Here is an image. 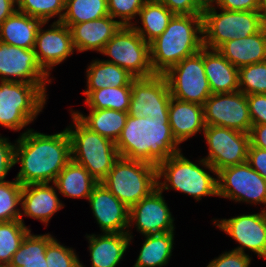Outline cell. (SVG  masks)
Returning <instances> with one entry per match:
<instances>
[{"label":"cell","mask_w":266,"mask_h":267,"mask_svg":"<svg viewBox=\"0 0 266 267\" xmlns=\"http://www.w3.org/2000/svg\"><path fill=\"white\" fill-rule=\"evenodd\" d=\"M121 27L119 20H114L110 15L74 24L70 28L73 45L78 52L92 50L101 53Z\"/></svg>","instance_id":"44dd1931"},{"label":"cell","mask_w":266,"mask_h":267,"mask_svg":"<svg viewBox=\"0 0 266 267\" xmlns=\"http://www.w3.org/2000/svg\"><path fill=\"white\" fill-rule=\"evenodd\" d=\"M45 258L47 267H81L75 250L66 248L53 238L46 247Z\"/></svg>","instance_id":"f35d334b"},{"label":"cell","mask_w":266,"mask_h":267,"mask_svg":"<svg viewBox=\"0 0 266 267\" xmlns=\"http://www.w3.org/2000/svg\"><path fill=\"white\" fill-rule=\"evenodd\" d=\"M71 161V141L65 130L53 135L28 129L15 141L14 163L21 167L15 179L22 185L54 183Z\"/></svg>","instance_id":"6da1fadb"},{"label":"cell","mask_w":266,"mask_h":267,"mask_svg":"<svg viewBox=\"0 0 266 267\" xmlns=\"http://www.w3.org/2000/svg\"><path fill=\"white\" fill-rule=\"evenodd\" d=\"M22 188L17 179L0 183V222L20 220L21 210L17 206L21 204Z\"/></svg>","instance_id":"8d00e7d4"},{"label":"cell","mask_w":266,"mask_h":267,"mask_svg":"<svg viewBox=\"0 0 266 267\" xmlns=\"http://www.w3.org/2000/svg\"><path fill=\"white\" fill-rule=\"evenodd\" d=\"M31 230L21 220L0 222V266H7Z\"/></svg>","instance_id":"e575fe53"},{"label":"cell","mask_w":266,"mask_h":267,"mask_svg":"<svg viewBox=\"0 0 266 267\" xmlns=\"http://www.w3.org/2000/svg\"><path fill=\"white\" fill-rule=\"evenodd\" d=\"M54 185V187H53ZM49 183L23 185L21 195V218L24 224L23 214L40 222L47 223L64 204L58 198L55 184Z\"/></svg>","instance_id":"ffe728a7"},{"label":"cell","mask_w":266,"mask_h":267,"mask_svg":"<svg viewBox=\"0 0 266 267\" xmlns=\"http://www.w3.org/2000/svg\"><path fill=\"white\" fill-rule=\"evenodd\" d=\"M85 103L89 110L112 109L128 112L131 99V86L107 87L95 91H84Z\"/></svg>","instance_id":"d6a6232c"},{"label":"cell","mask_w":266,"mask_h":267,"mask_svg":"<svg viewBox=\"0 0 266 267\" xmlns=\"http://www.w3.org/2000/svg\"><path fill=\"white\" fill-rule=\"evenodd\" d=\"M41 23L36 33L34 52L42 69L50 76V70L74 53L71 30L62 22L54 21L51 29H42Z\"/></svg>","instance_id":"ac0fdd59"},{"label":"cell","mask_w":266,"mask_h":267,"mask_svg":"<svg viewBox=\"0 0 266 267\" xmlns=\"http://www.w3.org/2000/svg\"><path fill=\"white\" fill-rule=\"evenodd\" d=\"M247 162L266 180V150L250 144Z\"/></svg>","instance_id":"bcb514c9"},{"label":"cell","mask_w":266,"mask_h":267,"mask_svg":"<svg viewBox=\"0 0 266 267\" xmlns=\"http://www.w3.org/2000/svg\"><path fill=\"white\" fill-rule=\"evenodd\" d=\"M47 94L36 84L0 81V125L19 131L42 112Z\"/></svg>","instance_id":"ba28073f"},{"label":"cell","mask_w":266,"mask_h":267,"mask_svg":"<svg viewBox=\"0 0 266 267\" xmlns=\"http://www.w3.org/2000/svg\"><path fill=\"white\" fill-rule=\"evenodd\" d=\"M115 145L120 157L155 166L181 152L180 144L172 134L169 117L152 119L128 115Z\"/></svg>","instance_id":"7a4b0ae2"},{"label":"cell","mask_w":266,"mask_h":267,"mask_svg":"<svg viewBox=\"0 0 266 267\" xmlns=\"http://www.w3.org/2000/svg\"><path fill=\"white\" fill-rule=\"evenodd\" d=\"M209 2L217 5L218 9L229 11H260V0H210Z\"/></svg>","instance_id":"f6af8a7d"},{"label":"cell","mask_w":266,"mask_h":267,"mask_svg":"<svg viewBox=\"0 0 266 267\" xmlns=\"http://www.w3.org/2000/svg\"><path fill=\"white\" fill-rule=\"evenodd\" d=\"M239 91L245 95L266 94V60L238 68Z\"/></svg>","instance_id":"74e56055"},{"label":"cell","mask_w":266,"mask_h":267,"mask_svg":"<svg viewBox=\"0 0 266 267\" xmlns=\"http://www.w3.org/2000/svg\"><path fill=\"white\" fill-rule=\"evenodd\" d=\"M204 70L212 94L239 91L238 68L218 50L204 47Z\"/></svg>","instance_id":"d4e9b609"},{"label":"cell","mask_w":266,"mask_h":267,"mask_svg":"<svg viewBox=\"0 0 266 267\" xmlns=\"http://www.w3.org/2000/svg\"><path fill=\"white\" fill-rule=\"evenodd\" d=\"M147 0H107L108 13L115 19L120 18L122 26H132V19L139 15Z\"/></svg>","instance_id":"ab89813d"},{"label":"cell","mask_w":266,"mask_h":267,"mask_svg":"<svg viewBox=\"0 0 266 267\" xmlns=\"http://www.w3.org/2000/svg\"><path fill=\"white\" fill-rule=\"evenodd\" d=\"M15 143L9 142L8 138L0 136V183L5 182V177L15 165Z\"/></svg>","instance_id":"ee69618b"},{"label":"cell","mask_w":266,"mask_h":267,"mask_svg":"<svg viewBox=\"0 0 266 267\" xmlns=\"http://www.w3.org/2000/svg\"><path fill=\"white\" fill-rule=\"evenodd\" d=\"M168 115L172 134L179 144L205 129L203 105L171 97Z\"/></svg>","instance_id":"7402d4cb"},{"label":"cell","mask_w":266,"mask_h":267,"mask_svg":"<svg viewBox=\"0 0 266 267\" xmlns=\"http://www.w3.org/2000/svg\"><path fill=\"white\" fill-rule=\"evenodd\" d=\"M203 47L202 14L174 15L165 31L149 43L152 70L163 75Z\"/></svg>","instance_id":"3957f363"},{"label":"cell","mask_w":266,"mask_h":267,"mask_svg":"<svg viewBox=\"0 0 266 267\" xmlns=\"http://www.w3.org/2000/svg\"><path fill=\"white\" fill-rule=\"evenodd\" d=\"M17 0H0V25L17 11Z\"/></svg>","instance_id":"c3c4849f"},{"label":"cell","mask_w":266,"mask_h":267,"mask_svg":"<svg viewBox=\"0 0 266 267\" xmlns=\"http://www.w3.org/2000/svg\"><path fill=\"white\" fill-rule=\"evenodd\" d=\"M74 115L90 130L116 143L123 130L128 112L112 109L90 110L89 115L72 111Z\"/></svg>","instance_id":"f1b7e54d"},{"label":"cell","mask_w":266,"mask_h":267,"mask_svg":"<svg viewBox=\"0 0 266 267\" xmlns=\"http://www.w3.org/2000/svg\"><path fill=\"white\" fill-rule=\"evenodd\" d=\"M174 15L202 14L206 0H160Z\"/></svg>","instance_id":"60d3db41"},{"label":"cell","mask_w":266,"mask_h":267,"mask_svg":"<svg viewBox=\"0 0 266 267\" xmlns=\"http://www.w3.org/2000/svg\"><path fill=\"white\" fill-rule=\"evenodd\" d=\"M212 222L239 243L240 246L234 248V251L246 254L245 249L247 248L255 252L259 258L263 254L266 248V209L256 214H243L230 219H215Z\"/></svg>","instance_id":"e0dca14e"},{"label":"cell","mask_w":266,"mask_h":267,"mask_svg":"<svg viewBox=\"0 0 266 267\" xmlns=\"http://www.w3.org/2000/svg\"><path fill=\"white\" fill-rule=\"evenodd\" d=\"M108 15L107 0H65V10L60 22L71 28L74 24Z\"/></svg>","instance_id":"836d02e7"},{"label":"cell","mask_w":266,"mask_h":267,"mask_svg":"<svg viewBox=\"0 0 266 267\" xmlns=\"http://www.w3.org/2000/svg\"><path fill=\"white\" fill-rule=\"evenodd\" d=\"M87 90L95 91L110 86H132L135 77L126 69L105 60H93L86 69Z\"/></svg>","instance_id":"83f0119b"},{"label":"cell","mask_w":266,"mask_h":267,"mask_svg":"<svg viewBox=\"0 0 266 267\" xmlns=\"http://www.w3.org/2000/svg\"><path fill=\"white\" fill-rule=\"evenodd\" d=\"M250 144L253 147L266 150V124L252 125Z\"/></svg>","instance_id":"7dc6e473"},{"label":"cell","mask_w":266,"mask_h":267,"mask_svg":"<svg viewBox=\"0 0 266 267\" xmlns=\"http://www.w3.org/2000/svg\"><path fill=\"white\" fill-rule=\"evenodd\" d=\"M163 75L171 97L178 100L204 105L212 95L204 70V47L198 53L184 58Z\"/></svg>","instance_id":"8fae6325"},{"label":"cell","mask_w":266,"mask_h":267,"mask_svg":"<svg viewBox=\"0 0 266 267\" xmlns=\"http://www.w3.org/2000/svg\"><path fill=\"white\" fill-rule=\"evenodd\" d=\"M237 68L266 60V25L256 34L225 42L217 49Z\"/></svg>","instance_id":"cb8c5ba5"},{"label":"cell","mask_w":266,"mask_h":267,"mask_svg":"<svg viewBox=\"0 0 266 267\" xmlns=\"http://www.w3.org/2000/svg\"><path fill=\"white\" fill-rule=\"evenodd\" d=\"M91 210L103 233H127L130 242L129 208L117 199L101 182H98L88 198Z\"/></svg>","instance_id":"d6986e66"},{"label":"cell","mask_w":266,"mask_h":267,"mask_svg":"<svg viewBox=\"0 0 266 267\" xmlns=\"http://www.w3.org/2000/svg\"><path fill=\"white\" fill-rule=\"evenodd\" d=\"M54 237L51 234L34 235L31 231L12 256L9 267H47L46 247Z\"/></svg>","instance_id":"1f68e13d"},{"label":"cell","mask_w":266,"mask_h":267,"mask_svg":"<svg viewBox=\"0 0 266 267\" xmlns=\"http://www.w3.org/2000/svg\"><path fill=\"white\" fill-rule=\"evenodd\" d=\"M50 77L37 61L34 49H24L0 41V81L36 84L46 94Z\"/></svg>","instance_id":"9a60e30c"},{"label":"cell","mask_w":266,"mask_h":267,"mask_svg":"<svg viewBox=\"0 0 266 267\" xmlns=\"http://www.w3.org/2000/svg\"><path fill=\"white\" fill-rule=\"evenodd\" d=\"M209 154L201 158L199 165L212 173L247 161L250 134L221 126H205L202 132Z\"/></svg>","instance_id":"9c48e42d"},{"label":"cell","mask_w":266,"mask_h":267,"mask_svg":"<svg viewBox=\"0 0 266 267\" xmlns=\"http://www.w3.org/2000/svg\"><path fill=\"white\" fill-rule=\"evenodd\" d=\"M174 232L145 235L133 267H163L172 256Z\"/></svg>","instance_id":"4dcf8cb0"},{"label":"cell","mask_w":266,"mask_h":267,"mask_svg":"<svg viewBox=\"0 0 266 267\" xmlns=\"http://www.w3.org/2000/svg\"><path fill=\"white\" fill-rule=\"evenodd\" d=\"M138 16L143 27L137 26L136 22L132 27L150 43L165 31L174 14L160 0H147Z\"/></svg>","instance_id":"f546056e"},{"label":"cell","mask_w":266,"mask_h":267,"mask_svg":"<svg viewBox=\"0 0 266 267\" xmlns=\"http://www.w3.org/2000/svg\"><path fill=\"white\" fill-rule=\"evenodd\" d=\"M98 181L81 165L70 161L57 175L54 184L64 197L86 198Z\"/></svg>","instance_id":"4316f807"},{"label":"cell","mask_w":266,"mask_h":267,"mask_svg":"<svg viewBox=\"0 0 266 267\" xmlns=\"http://www.w3.org/2000/svg\"><path fill=\"white\" fill-rule=\"evenodd\" d=\"M17 6V11L42 22H49L55 16L58 17L57 22H60L65 10V0H17Z\"/></svg>","instance_id":"d590c367"},{"label":"cell","mask_w":266,"mask_h":267,"mask_svg":"<svg viewBox=\"0 0 266 267\" xmlns=\"http://www.w3.org/2000/svg\"><path fill=\"white\" fill-rule=\"evenodd\" d=\"M157 166L119 157L103 185L129 209L158 187Z\"/></svg>","instance_id":"5b68a950"},{"label":"cell","mask_w":266,"mask_h":267,"mask_svg":"<svg viewBox=\"0 0 266 267\" xmlns=\"http://www.w3.org/2000/svg\"><path fill=\"white\" fill-rule=\"evenodd\" d=\"M162 192L157 187L129 209V228L135 225L143 236L174 232V219Z\"/></svg>","instance_id":"2e32d148"},{"label":"cell","mask_w":266,"mask_h":267,"mask_svg":"<svg viewBox=\"0 0 266 267\" xmlns=\"http://www.w3.org/2000/svg\"><path fill=\"white\" fill-rule=\"evenodd\" d=\"M260 12L266 25V0H260Z\"/></svg>","instance_id":"681fc988"},{"label":"cell","mask_w":266,"mask_h":267,"mask_svg":"<svg viewBox=\"0 0 266 267\" xmlns=\"http://www.w3.org/2000/svg\"><path fill=\"white\" fill-rule=\"evenodd\" d=\"M91 256V267H117L129 247L127 233H101L87 235ZM81 267H85L81 263Z\"/></svg>","instance_id":"603a6c76"},{"label":"cell","mask_w":266,"mask_h":267,"mask_svg":"<svg viewBox=\"0 0 266 267\" xmlns=\"http://www.w3.org/2000/svg\"><path fill=\"white\" fill-rule=\"evenodd\" d=\"M203 108L206 126H221L250 133L252 122L243 92L212 94Z\"/></svg>","instance_id":"4fadbf2b"},{"label":"cell","mask_w":266,"mask_h":267,"mask_svg":"<svg viewBox=\"0 0 266 267\" xmlns=\"http://www.w3.org/2000/svg\"><path fill=\"white\" fill-rule=\"evenodd\" d=\"M40 19L16 11L0 25V41L24 49H34Z\"/></svg>","instance_id":"484cf974"},{"label":"cell","mask_w":266,"mask_h":267,"mask_svg":"<svg viewBox=\"0 0 266 267\" xmlns=\"http://www.w3.org/2000/svg\"><path fill=\"white\" fill-rule=\"evenodd\" d=\"M71 116L73 125L66 128L71 141V160L101 182L120 157L116 145L86 127L74 113Z\"/></svg>","instance_id":"277c9868"},{"label":"cell","mask_w":266,"mask_h":267,"mask_svg":"<svg viewBox=\"0 0 266 267\" xmlns=\"http://www.w3.org/2000/svg\"><path fill=\"white\" fill-rule=\"evenodd\" d=\"M218 197L266 205V180L246 161L217 172Z\"/></svg>","instance_id":"7c38bea8"},{"label":"cell","mask_w":266,"mask_h":267,"mask_svg":"<svg viewBox=\"0 0 266 267\" xmlns=\"http://www.w3.org/2000/svg\"><path fill=\"white\" fill-rule=\"evenodd\" d=\"M158 188L175 189L199 201L204 196H218L217 178L179 152L157 166ZM164 178L165 180H159Z\"/></svg>","instance_id":"52a82bcc"},{"label":"cell","mask_w":266,"mask_h":267,"mask_svg":"<svg viewBox=\"0 0 266 267\" xmlns=\"http://www.w3.org/2000/svg\"><path fill=\"white\" fill-rule=\"evenodd\" d=\"M251 257L239 251H228L212 260L207 267H249Z\"/></svg>","instance_id":"b9f144b4"},{"label":"cell","mask_w":266,"mask_h":267,"mask_svg":"<svg viewBox=\"0 0 266 267\" xmlns=\"http://www.w3.org/2000/svg\"><path fill=\"white\" fill-rule=\"evenodd\" d=\"M102 55L105 60L126 69L135 78H147L154 74L150 63L149 43L132 26H122L106 43Z\"/></svg>","instance_id":"30bf717a"},{"label":"cell","mask_w":266,"mask_h":267,"mask_svg":"<svg viewBox=\"0 0 266 267\" xmlns=\"http://www.w3.org/2000/svg\"><path fill=\"white\" fill-rule=\"evenodd\" d=\"M252 125L266 124V94L246 95Z\"/></svg>","instance_id":"7bdbcfd3"},{"label":"cell","mask_w":266,"mask_h":267,"mask_svg":"<svg viewBox=\"0 0 266 267\" xmlns=\"http://www.w3.org/2000/svg\"><path fill=\"white\" fill-rule=\"evenodd\" d=\"M171 99L164 75L155 74L147 78H135L131 86L128 115L140 118L169 117Z\"/></svg>","instance_id":"5bb4252c"},{"label":"cell","mask_w":266,"mask_h":267,"mask_svg":"<svg viewBox=\"0 0 266 267\" xmlns=\"http://www.w3.org/2000/svg\"><path fill=\"white\" fill-rule=\"evenodd\" d=\"M260 258H264V259H266V248H265L263 254L260 256Z\"/></svg>","instance_id":"f907efd6"},{"label":"cell","mask_w":266,"mask_h":267,"mask_svg":"<svg viewBox=\"0 0 266 267\" xmlns=\"http://www.w3.org/2000/svg\"><path fill=\"white\" fill-rule=\"evenodd\" d=\"M208 2L203 10V46L218 49L227 41L246 38L256 34L264 26L260 11H229L221 9Z\"/></svg>","instance_id":"8992f818"}]
</instances>
